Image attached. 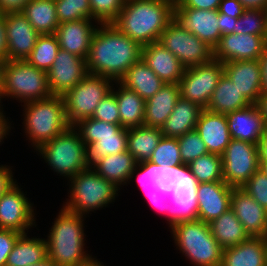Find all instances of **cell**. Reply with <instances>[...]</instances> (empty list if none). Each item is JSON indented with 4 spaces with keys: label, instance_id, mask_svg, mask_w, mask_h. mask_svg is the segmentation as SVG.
<instances>
[{
    "label": "cell",
    "instance_id": "1",
    "mask_svg": "<svg viewBox=\"0 0 267 266\" xmlns=\"http://www.w3.org/2000/svg\"><path fill=\"white\" fill-rule=\"evenodd\" d=\"M141 55L142 46L113 23L99 24L92 37L86 66L90 74L119 82Z\"/></svg>",
    "mask_w": 267,
    "mask_h": 266
},
{
    "label": "cell",
    "instance_id": "2",
    "mask_svg": "<svg viewBox=\"0 0 267 266\" xmlns=\"http://www.w3.org/2000/svg\"><path fill=\"white\" fill-rule=\"evenodd\" d=\"M137 174L135 176V174ZM135 178L144 192L146 199L158 212L163 213L170 227V199L169 194L178 187L197 186L195 177L188 165H157L143 161L137 163L128 183Z\"/></svg>",
    "mask_w": 267,
    "mask_h": 266
},
{
    "label": "cell",
    "instance_id": "3",
    "mask_svg": "<svg viewBox=\"0 0 267 266\" xmlns=\"http://www.w3.org/2000/svg\"><path fill=\"white\" fill-rule=\"evenodd\" d=\"M170 0H125L113 23L141 46L158 42L162 32L173 19Z\"/></svg>",
    "mask_w": 267,
    "mask_h": 266
},
{
    "label": "cell",
    "instance_id": "4",
    "mask_svg": "<svg viewBox=\"0 0 267 266\" xmlns=\"http://www.w3.org/2000/svg\"><path fill=\"white\" fill-rule=\"evenodd\" d=\"M85 215L61 208L47 234L48 258L58 266H81L92 258L87 253L84 233Z\"/></svg>",
    "mask_w": 267,
    "mask_h": 266
},
{
    "label": "cell",
    "instance_id": "5",
    "mask_svg": "<svg viewBox=\"0 0 267 266\" xmlns=\"http://www.w3.org/2000/svg\"><path fill=\"white\" fill-rule=\"evenodd\" d=\"M22 106L23 130L34 150L70 127L62 96L52 95L46 99L26 102Z\"/></svg>",
    "mask_w": 267,
    "mask_h": 266
},
{
    "label": "cell",
    "instance_id": "6",
    "mask_svg": "<svg viewBox=\"0 0 267 266\" xmlns=\"http://www.w3.org/2000/svg\"><path fill=\"white\" fill-rule=\"evenodd\" d=\"M174 245L193 266H221L223 248L212 235L209 224L199 219L170 227Z\"/></svg>",
    "mask_w": 267,
    "mask_h": 266
},
{
    "label": "cell",
    "instance_id": "7",
    "mask_svg": "<svg viewBox=\"0 0 267 266\" xmlns=\"http://www.w3.org/2000/svg\"><path fill=\"white\" fill-rule=\"evenodd\" d=\"M69 192L63 208L88 215L115 202L120 188L101 177L93 168H87L68 180Z\"/></svg>",
    "mask_w": 267,
    "mask_h": 266
},
{
    "label": "cell",
    "instance_id": "8",
    "mask_svg": "<svg viewBox=\"0 0 267 266\" xmlns=\"http://www.w3.org/2000/svg\"><path fill=\"white\" fill-rule=\"evenodd\" d=\"M52 95L46 71L36 68L26 60L3 62L1 100L10 97L19 103H26Z\"/></svg>",
    "mask_w": 267,
    "mask_h": 266
},
{
    "label": "cell",
    "instance_id": "9",
    "mask_svg": "<svg viewBox=\"0 0 267 266\" xmlns=\"http://www.w3.org/2000/svg\"><path fill=\"white\" fill-rule=\"evenodd\" d=\"M85 143L87 168H93L102 157L127 151V128L87 118L73 126Z\"/></svg>",
    "mask_w": 267,
    "mask_h": 266
},
{
    "label": "cell",
    "instance_id": "10",
    "mask_svg": "<svg viewBox=\"0 0 267 266\" xmlns=\"http://www.w3.org/2000/svg\"><path fill=\"white\" fill-rule=\"evenodd\" d=\"M36 151L51 170L57 172V175L67 177V180L87 169L85 143L73 126L42 144Z\"/></svg>",
    "mask_w": 267,
    "mask_h": 266
},
{
    "label": "cell",
    "instance_id": "11",
    "mask_svg": "<svg viewBox=\"0 0 267 266\" xmlns=\"http://www.w3.org/2000/svg\"><path fill=\"white\" fill-rule=\"evenodd\" d=\"M114 81L88 73L74 88L63 96L66 118L70 126L91 118L100 101L111 92Z\"/></svg>",
    "mask_w": 267,
    "mask_h": 266
},
{
    "label": "cell",
    "instance_id": "12",
    "mask_svg": "<svg viewBox=\"0 0 267 266\" xmlns=\"http://www.w3.org/2000/svg\"><path fill=\"white\" fill-rule=\"evenodd\" d=\"M186 69L207 63L214 58V49L195 34L172 19L162 32L159 41Z\"/></svg>",
    "mask_w": 267,
    "mask_h": 266
},
{
    "label": "cell",
    "instance_id": "13",
    "mask_svg": "<svg viewBox=\"0 0 267 266\" xmlns=\"http://www.w3.org/2000/svg\"><path fill=\"white\" fill-rule=\"evenodd\" d=\"M224 73L223 63L216 59L186 68L179 81L180 97L207 109L214 89Z\"/></svg>",
    "mask_w": 267,
    "mask_h": 266
},
{
    "label": "cell",
    "instance_id": "14",
    "mask_svg": "<svg viewBox=\"0 0 267 266\" xmlns=\"http://www.w3.org/2000/svg\"><path fill=\"white\" fill-rule=\"evenodd\" d=\"M222 156L223 180L233 188H242L259 170L258 145L232 139Z\"/></svg>",
    "mask_w": 267,
    "mask_h": 266
},
{
    "label": "cell",
    "instance_id": "15",
    "mask_svg": "<svg viewBox=\"0 0 267 266\" xmlns=\"http://www.w3.org/2000/svg\"><path fill=\"white\" fill-rule=\"evenodd\" d=\"M18 183L6 191L0 199V228L28 234L36 227L34 204L26 197Z\"/></svg>",
    "mask_w": 267,
    "mask_h": 266
},
{
    "label": "cell",
    "instance_id": "16",
    "mask_svg": "<svg viewBox=\"0 0 267 266\" xmlns=\"http://www.w3.org/2000/svg\"><path fill=\"white\" fill-rule=\"evenodd\" d=\"M87 74L86 59L60 49L47 71L49 89L53 95L63 96Z\"/></svg>",
    "mask_w": 267,
    "mask_h": 266
},
{
    "label": "cell",
    "instance_id": "17",
    "mask_svg": "<svg viewBox=\"0 0 267 266\" xmlns=\"http://www.w3.org/2000/svg\"><path fill=\"white\" fill-rule=\"evenodd\" d=\"M5 21L7 36V60H26L40 34L22 12L1 15Z\"/></svg>",
    "mask_w": 267,
    "mask_h": 266
},
{
    "label": "cell",
    "instance_id": "18",
    "mask_svg": "<svg viewBox=\"0 0 267 266\" xmlns=\"http://www.w3.org/2000/svg\"><path fill=\"white\" fill-rule=\"evenodd\" d=\"M173 19L211 48L219 44L222 35L218 26V10L177 8L174 5Z\"/></svg>",
    "mask_w": 267,
    "mask_h": 266
},
{
    "label": "cell",
    "instance_id": "19",
    "mask_svg": "<svg viewBox=\"0 0 267 266\" xmlns=\"http://www.w3.org/2000/svg\"><path fill=\"white\" fill-rule=\"evenodd\" d=\"M267 45L263 36L232 33L222 35L214 48V59L222 63L228 61L258 60Z\"/></svg>",
    "mask_w": 267,
    "mask_h": 266
},
{
    "label": "cell",
    "instance_id": "20",
    "mask_svg": "<svg viewBox=\"0 0 267 266\" xmlns=\"http://www.w3.org/2000/svg\"><path fill=\"white\" fill-rule=\"evenodd\" d=\"M231 209L250 237L267 236V210L242 188H233Z\"/></svg>",
    "mask_w": 267,
    "mask_h": 266
},
{
    "label": "cell",
    "instance_id": "21",
    "mask_svg": "<svg viewBox=\"0 0 267 266\" xmlns=\"http://www.w3.org/2000/svg\"><path fill=\"white\" fill-rule=\"evenodd\" d=\"M232 189L225 182L197 183L198 219L210 223L229 210Z\"/></svg>",
    "mask_w": 267,
    "mask_h": 266
},
{
    "label": "cell",
    "instance_id": "22",
    "mask_svg": "<svg viewBox=\"0 0 267 266\" xmlns=\"http://www.w3.org/2000/svg\"><path fill=\"white\" fill-rule=\"evenodd\" d=\"M98 25L92 19H81L59 24L55 35L58 39L60 49L86 59L92 37Z\"/></svg>",
    "mask_w": 267,
    "mask_h": 266
},
{
    "label": "cell",
    "instance_id": "23",
    "mask_svg": "<svg viewBox=\"0 0 267 266\" xmlns=\"http://www.w3.org/2000/svg\"><path fill=\"white\" fill-rule=\"evenodd\" d=\"M224 73L234 82L245 98L255 104L262 94L261 65L258 60L228 61L223 63Z\"/></svg>",
    "mask_w": 267,
    "mask_h": 266
},
{
    "label": "cell",
    "instance_id": "24",
    "mask_svg": "<svg viewBox=\"0 0 267 266\" xmlns=\"http://www.w3.org/2000/svg\"><path fill=\"white\" fill-rule=\"evenodd\" d=\"M226 119L232 139L258 145L266 125L255 104L227 113Z\"/></svg>",
    "mask_w": 267,
    "mask_h": 266
},
{
    "label": "cell",
    "instance_id": "25",
    "mask_svg": "<svg viewBox=\"0 0 267 266\" xmlns=\"http://www.w3.org/2000/svg\"><path fill=\"white\" fill-rule=\"evenodd\" d=\"M195 130L199 133L209 153L222 155L232 140L226 114L203 109Z\"/></svg>",
    "mask_w": 267,
    "mask_h": 266
},
{
    "label": "cell",
    "instance_id": "26",
    "mask_svg": "<svg viewBox=\"0 0 267 266\" xmlns=\"http://www.w3.org/2000/svg\"><path fill=\"white\" fill-rule=\"evenodd\" d=\"M141 58L165 83L178 84L183 76L185 68L160 42L142 46Z\"/></svg>",
    "mask_w": 267,
    "mask_h": 266
},
{
    "label": "cell",
    "instance_id": "27",
    "mask_svg": "<svg viewBox=\"0 0 267 266\" xmlns=\"http://www.w3.org/2000/svg\"><path fill=\"white\" fill-rule=\"evenodd\" d=\"M221 266H267L265 237H250L236 246L223 249Z\"/></svg>",
    "mask_w": 267,
    "mask_h": 266
},
{
    "label": "cell",
    "instance_id": "28",
    "mask_svg": "<svg viewBox=\"0 0 267 266\" xmlns=\"http://www.w3.org/2000/svg\"><path fill=\"white\" fill-rule=\"evenodd\" d=\"M180 98L178 84L165 83L161 89L145 103L144 125L161 128Z\"/></svg>",
    "mask_w": 267,
    "mask_h": 266
},
{
    "label": "cell",
    "instance_id": "29",
    "mask_svg": "<svg viewBox=\"0 0 267 266\" xmlns=\"http://www.w3.org/2000/svg\"><path fill=\"white\" fill-rule=\"evenodd\" d=\"M202 110L197 104L180 97L172 113L161 127L163 136L178 139L185 133L195 130Z\"/></svg>",
    "mask_w": 267,
    "mask_h": 266
},
{
    "label": "cell",
    "instance_id": "30",
    "mask_svg": "<svg viewBox=\"0 0 267 266\" xmlns=\"http://www.w3.org/2000/svg\"><path fill=\"white\" fill-rule=\"evenodd\" d=\"M111 91L115 94L118 104L120 125L127 129L144 125L146 101L120 82H114Z\"/></svg>",
    "mask_w": 267,
    "mask_h": 266
},
{
    "label": "cell",
    "instance_id": "31",
    "mask_svg": "<svg viewBox=\"0 0 267 266\" xmlns=\"http://www.w3.org/2000/svg\"><path fill=\"white\" fill-rule=\"evenodd\" d=\"M119 82L127 89L135 91L145 101L165 84L142 58L127 70Z\"/></svg>",
    "mask_w": 267,
    "mask_h": 266
},
{
    "label": "cell",
    "instance_id": "32",
    "mask_svg": "<svg viewBox=\"0 0 267 266\" xmlns=\"http://www.w3.org/2000/svg\"><path fill=\"white\" fill-rule=\"evenodd\" d=\"M250 104L251 103L243 95V92H240L234 82L223 73L211 95L207 110L215 113L227 114L245 108Z\"/></svg>",
    "mask_w": 267,
    "mask_h": 266
},
{
    "label": "cell",
    "instance_id": "33",
    "mask_svg": "<svg viewBox=\"0 0 267 266\" xmlns=\"http://www.w3.org/2000/svg\"><path fill=\"white\" fill-rule=\"evenodd\" d=\"M136 164L135 158L128 151H124L102 157L93 169L120 188L128 183Z\"/></svg>",
    "mask_w": 267,
    "mask_h": 266
},
{
    "label": "cell",
    "instance_id": "34",
    "mask_svg": "<svg viewBox=\"0 0 267 266\" xmlns=\"http://www.w3.org/2000/svg\"><path fill=\"white\" fill-rule=\"evenodd\" d=\"M21 234L8 255L6 266H27L43 262L47 257L45 238Z\"/></svg>",
    "mask_w": 267,
    "mask_h": 266
},
{
    "label": "cell",
    "instance_id": "35",
    "mask_svg": "<svg viewBox=\"0 0 267 266\" xmlns=\"http://www.w3.org/2000/svg\"><path fill=\"white\" fill-rule=\"evenodd\" d=\"M163 134L161 128L139 126L128 128L127 151L137 163L148 161L156 149Z\"/></svg>",
    "mask_w": 267,
    "mask_h": 266
},
{
    "label": "cell",
    "instance_id": "36",
    "mask_svg": "<svg viewBox=\"0 0 267 266\" xmlns=\"http://www.w3.org/2000/svg\"><path fill=\"white\" fill-rule=\"evenodd\" d=\"M208 224L212 235L223 249L236 246L250 238L231 208Z\"/></svg>",
    "mask_w": 267,
    "mask_h": 266
},
{
    "label": "cell",
    "instance_id": "37",
    "mask_svg": "<svg viewBox=\"0 0 267 266\" xmlns=\"http://www.w3.org/2000/svg\"><path fill=\"white\" fill-rule=\"evenodd\" d=\"M22 13L40 35L55 34L60 24L55 0H30Z\"/></svg>",
    "mask_w": 267,
    "mask_h": 266
},
{
    "label": "cell",
    "instance_id": "38",
    "mask_svg": "<svg viewBox=\"0 0 267 266\" xmlns=\"http://www.w3.org/2000/svg\"><path fill=\"white\" fill-rule=\"evenodd\" d=\"M197 186L178 187L168 196L170 199V227L183 221L198 219Z\"/></svg>",
    "mask_w": 267,
    "mask_h": 266
},
{
    "label": "cell",
    "instance_id": "39",
    "mask_svg": "<svg viewBox=\"0 0 267 266\" xmlns=\"http://www.w3.org/2000/svg\"><path fill=\"white\" fill-rule=\"evenodd\" d=\"M188 167L197 183L224 182L221 155L208 152L191 161Z\"/></svg>",
    "mask_w": 267,
    "mask_h": 266
},
{
    "label": "cell",
    "instance_id": "40",
    "mask_svg": "<svg viewBox=\"0 0 267 266\" xmlns=\"http://www.w3.org/2000/svg\"><path fill=\"white\" fill-rule=\"evenodd\" d=\"M60 50L55 34L40 35L26 61L38 69L48 71Z\"/></svg>",
    "mask_w": 267,
    "mask_h": 266
},
{
    "label": "cell",
    "instance_id": "41",
    "mask_svg": "<svg viewBox=\"0 0 267 266\" xmlns=\"http://www.w3.org/2000/svg\"><path fill=\"white\" fill-rule=\"evenodd\" d=\"M235 33L263 36L267 39V11L245 9L236 21Z\"/></svg>",
    "mask_w": 267,
    "mask_h": 266
},
{
    "label": "cell",
    "instance_id": "42",
    "mask_svg": "<svg viewBox=\"0 0 267 266\" xmlns=\"http://www.w3.org/2000/svg\"><path fill=\"white\" fill-rule=\"evenodd\" d=\"M58 20L61 23L92 19L89 0H55Z\"/></svg>",
    "mask_w": 267,
    "mask_h": 266
},
{
    "label": "cell",
    "instance_id": "43",
    "mask_svg": "<svg viewBox=\"0 0 267 266\" xmlns=\"http://www.w3.org/2000/svg\"><path fill=\"white\" fill-rule=\"evenodd\" d=\"M149 161L157 165H183L178 139L162 136Z\"/></svg>",
    "mask_w": 267,
    "mask_h": 266
},
{
    "label": "cell",
    "instance_id": "44",
    "mask_svg": "<svg viewBox=\"0 0 267 266\" xmlns=\"http://www.w3.org/2000/svg\"><path fill=\"white\" fill-rule=\"evenodd\" d=\"M182 163L188 165L196 158L207 154V148L196 130L185 133L178 138Z\"/></svg>",
    "mask_w": 267,
    "mask_h": 266
},
{
    "label": "cell",
    "instance_id": "45",
    "mask_svg": "<svg viewBox=\"0 0 267 266\" xmlns=\"http://www.w3.org/2000/svg\"><path fill=\"white\" fill-rule=\"evenodd\" d=\"M125 0H89L92 20L98 24L114 23L118 18Z\"/></svg>",
    "mask_w": 267,
    "mask_h": 266
},
{
    "label": "cell",
    "instance_id": "46",
    "mask_svg": "<svg viewBox=\"0 0 267 266\" xmlns=\"http://www.w3.org/2000/svg\"><path fill=\"white\" fill-rule=\"evenodd\" d=\"M91 118L120 125L118 104L112 91L100 101Z\"/></svg>",
    "mask_w": 267,
    "mask_h": 266
},
{
    "label": "cell",
    "instance_id": "47",
    "mask_svg": "<svg viewBox=\"0 0 267 266\" xmlns=\"http://www.w3.org/2000/svg\"><path fill=\"white\" fill-rule=\"evenodd\" d=\"M254 200L267 210V176L259 170L242 186Z\"/></svg>",
    "mask_w": 267,
    "mask_h": 266
},
{
    "label": "cell",
    "instance_id": "48",
    "mask_svg": "<svg viewBox=\"0 0 267 266\" xmlns=\"http://www.w3.org/2000/svg\"><path fill=\"white\" fill-rule=\"evenodd\" d=\"M21 234L0 228V266H6L8 255Z\"/></svg>",
    "mask_w": 267,
    "mask_h": 266
},
{
    "label": "cell",
    "instance_id": "49",
    "mask_svg": "<svg viewBox=\"0 0 267 266\" xmlns=\"http://www.w3.org/2000/svg\"><path fill=\"white\" fill-rule=\"evenodd\" d=\"M221 0H182L175 5L177 8H196L206 10H218Z\"/></svg>",
    "mask_w": 267,
    "mask_h": 266
},
{
    "label": "cell",
    "instance_id": "50",
    "mask_svg": "<svg viewBox=\"0 0 267 266\" xmlns=\"http://www.w3.org/2000/svg\"><path fill=\"white\" fill-rule=\"evenodd\" d=\"M244 10L242 4L238 0H221L218 9L219 13L234 18H239Z\"/></svg>",
    "mask_w": 267,
    "mask_h": 266
},
{
    "label": "cell",
    "instance_id": "51",
    "mask_svg": "<svg viewBox=\"0 0 267 266\" xmlns=\"http://www.w3.org/2000/svg\"><path fill=\"white\" fill-rule=\"evenodd\" d=\"M11 169L10 165H0V199L6 191L17 183Z\"/></svg>",
    "mask_w": 267,
    "mask_h": 266
},
{
    "label": "cell",
    "instance_id": "52",
    "mask_svg": "<svg viewBox=\"0 0 267 266\" xmlns=\"http://www.w3.org/2000/svg\"><path fill=\"white\" fill-rule=\"evenodd\" d=\"M218 19V26L221 35H229L235 33V26L238 18H234L226 14H221L218 11Z\"/></svg>",
    "mask_w": 267,
    "mask_h": 266
},
{
    "label": "cell",
    "instance_id": "53",
    "mask_svg": "<svg viewBox=\"0 0 267 266\" xmlns=\"http://www.w3.org/2000/svg\"><path fill=\"white\" fill-rule=\"evenodd\" d=\"M29 1L30 0H0V12L1 14L22 12Z\"/></svg>",
    "mask_w": 267,
    "mask_h": 266
},
{
    "label": "cell",
    "instance_id": "54",
    "mask_svg": "<svg viewBox=\"0 0 267 266\" xmlns=\"http://www.w3.org/2000/svg\"><path fill=\"white\" fill-rule=\"evenodd\" d=\"M7 36L6 27L3 17H0V61L4 62L7 60Z\"/></svg>",
    "mask_w": 267,
    "mask_h": 266
},
{
    "label": "cell",
    "instance_id": "55",
    "mask_svg": "<svg viewBox=\"0 0 267 266\" xmlns=\"http://www.w3.org/2000/svg\"><path fill=\"white\" fill-rule=\"evenodd\" d=\"M0 103V144H2L5 137L9 135V132H11L12 124L10 123L8 117L6 118V115L3 110V105ZM7 135V136H6Z\"/></svg>",
    "mask_w": 267,
    "mask_h": 266
},
{
    "label": "cell",
    "instance_id": "56",
    "mask_svg": "<svg viewBox=\"0 0 267 266\" xmlns=\"http://www.w3.org/2000/svg\"><path fill=\"white\" fill-rule=\"evenodd\" d=\"M262 74V93L267 94V45L259 58Z\"/></svg>",
    "mask_w": 267,
    "mask_h": 266
},
{
    "label": "cell",
    "instance_id": "57",
    "mask_svg": "<svg viewBox=\"0 0 267 266\" xmlns=\"http://www.w3.org/2000/svg\"><path fill=\"white\" fill-rule=\"evenodd\" d=\"M244 9H259L267 11V0H238Z\"/></svg>",
    "mask_w": 267,
    "mask_h": 266
},
{
    "label": "cell",
    "instance_id": "58",
    "mask_svg": "<svg viewBox=\"0 0 267 266\" xmlns=\"http://www.w3.org/2000/svg\"><path fill=\"white\" fill-rule=\"evenodd\" d=\"M255 105L257 106L260 115L263 118V121L267 127V94L266 93H262L257 102L255 103Z\"/></svg>",
    "mask_w": 267,
    "mask_h": 266
},
{
    "label": "cell",
    "instance_id": "59",
    "mask_svg": "<svg viewBox=\"0 0 267 266\" xmlns=\"http://www.w3.org/2000/svg\"><path fill=\"white\" fill-rule=\"evenodd\" d=\"M259 160H267V127L258 143Z\"/></svg>",
    "mask_w": 267,
    "mask_h": 266
},
{
    "label": "cell",
    "instance_id": "60",
    "mask_svg": "<svg viewBox=\"0 0 267 266\" xmlns=\"http://www.w3.org/2000/svg\"><path fill=\"white\" fill-rule=\"evenodd\" d=\"M81 266H104V264L103 262L98 261V259L94 256L86 263H83Z\"/></svg>",
    "mask_w": 267,
    "mask_h": 266
},
{
    "label": "cell",
    "instance_id": "61",
    "mask_svg": "<svg viewBox=\"0 0 267 266\" xmlns=\"http://www.w3.org/2000/svg\"><path fill=\"white\" fill-rule=\"evenodd\" d=\"M27 266H58L53 260L49 259L48 257L41 263L27 265Z\"/></svg>",
    "mask_w": 267,
    "mask_h": 266
},
{
    "label": "cell",
    "instance_id": "62",
    "mask_svg": "<svg viewBox=\"0 0 267 266\" xmlns=\"http://www.w3.org/2000/svg\"><path fill=\"white\" fill-rule=\"evenodd\" d=\"M259 171L267 176V160H259Z\"/></svg>",
    "mask_w": 267,
    "mask_h": 266
},
{
    "label": "cell",
    "instance_id": "63",
    "mask_svg": "<svg viewBox=\"0 0 267 266\" xmlns=\"http://www.w3.org/2000/svg\"><path fill=\"white\" fill-rule=\"evenodd\" d=\"M2 77H3V62L0 61V103L2 102L1 101Z\"/></svg>",
    "mask_w": 267,
    "mask_h": 266
},
{
    "label": "cell",
    "instance_id": "64",
    "mask_svg": "<svg viewBox=\"0 0 267 266\" xmlns=\"http://www.w3.org/2000/svg\"><path fill=\"white\" fill-rule=\"evenodd\" d=\"M172 3H173V5H177V4H179L182 0H170Z\"/></svg>",
    "mask_w": 267,
    "mask_h": 266
}]
</instances>
